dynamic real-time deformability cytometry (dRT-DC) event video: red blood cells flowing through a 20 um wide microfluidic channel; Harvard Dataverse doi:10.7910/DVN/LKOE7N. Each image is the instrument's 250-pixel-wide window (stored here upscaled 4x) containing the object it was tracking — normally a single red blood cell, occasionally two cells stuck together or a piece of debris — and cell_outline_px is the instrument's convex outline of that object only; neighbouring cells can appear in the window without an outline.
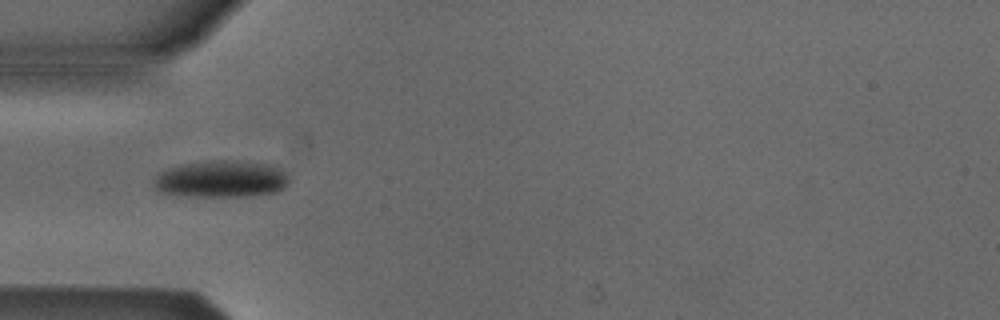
{"species": "Egyptian fruit bat (a non-hibernating species)", "species_latin": "Rousettus aegyptiacus", "temperature_condition": "cold", "stored_images_in_passage": 44, "camera_frame_rate_fps": 3000, "um_per_image_px": 0.085, "animal": {"sex": "male"}, "frame": {"image": 1, "passage_image": 8, "time_ms": 2.333, "image_size_px": [1000, 320], "cell_outline_px": [[288, 184], [284, 188], [276, 192], [248, 196], [188, 196], [160, 192], [152, 184], [156, 176], [160, 172], [168, 168], [180, 164], [208, 160], [236, 160], [272, 164], [284, 172], [288, 176]], "centroid_in_image_um": [18.8, 15.2], "position_along_channel_um": 66.2, "area_um2": 29.36}}
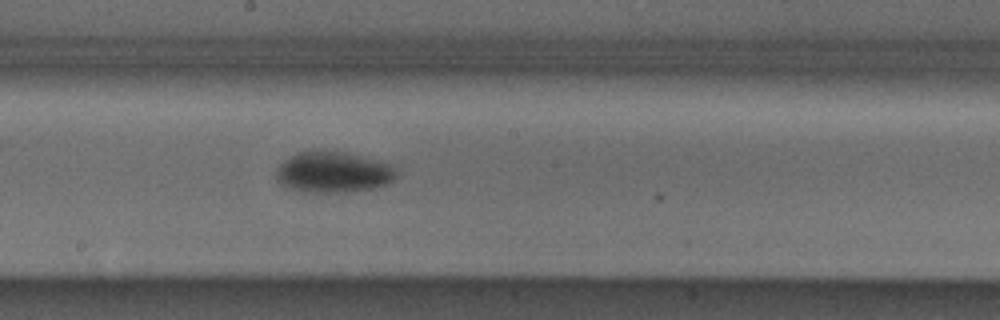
{"frame": {"image": 2, "passage_image": 20, "time_ms": 6.333, "image_size_px": [1000, 320], "cell_outline_px": [[396, 176], [388, 184], [380, 188], [348, 192], [308, 192], [288, 188], [280, 184], [276, 180], [276, 168], [288, 156], [300, 152], [344, 152], [392, 164], [396, 172]], "centroid_in_image_um": [28.33, 14.66], "position_along_channel_um": 219.9, "area_um2": 28.67}}
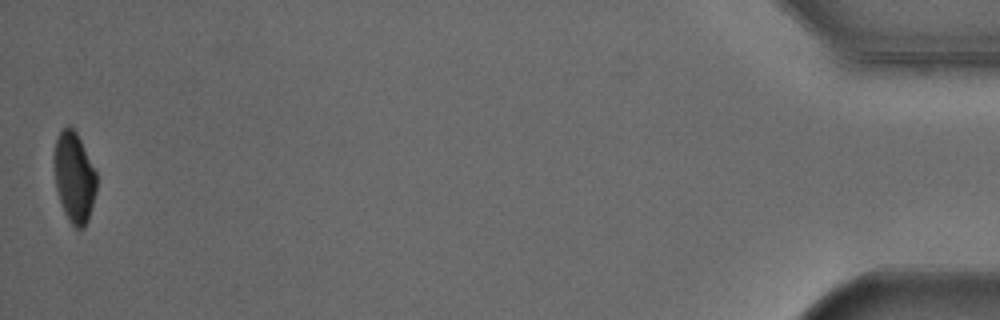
{"frame": {"image": 3, "passage_image": 44, "time_ms": 14.333, "image_size_px": [1000, 320], "cell_outline_px": [[96, 192], [88, 220], [84, 228], [76, 228], [72, 224], [64, 212], [56, 188], [52, 160], [52, 156], [56, 136], [68, 124], [76, 132], [96, 172]], "centroid_in_image_um": [6.27, 15.04], "position_along_channel_um": 428.9, "area_um2": 22.43}, "authors_computed_cell_mechanics": {"area_um2": 27.0504, "velocity_mm_per_s": 3.8544, "shape_relaxation_time_tau1_ms": 2.9757, "shape_relaxation_time_tau2_ms": null, "deformation_change_tau1": 0.1135, "deformation_change_tau2": null}}